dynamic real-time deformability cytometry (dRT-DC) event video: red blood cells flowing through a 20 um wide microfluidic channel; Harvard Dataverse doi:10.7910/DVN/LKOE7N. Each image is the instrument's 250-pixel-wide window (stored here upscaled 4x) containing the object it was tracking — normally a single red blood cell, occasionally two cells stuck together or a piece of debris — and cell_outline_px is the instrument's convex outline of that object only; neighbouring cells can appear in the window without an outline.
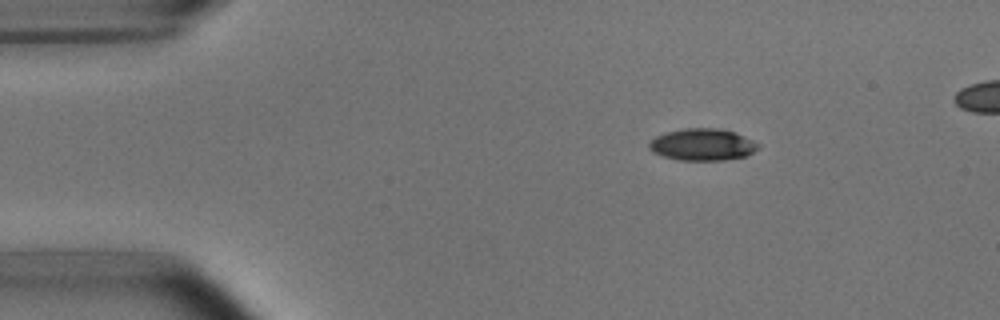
{"species": "common noctule bat (a hibernating species)", "species_latin": "Nyctalus noctula", "temperature_condition": "room temperature", "stored_images_in_passage": 44, "camera_frame_rate_fps": 3000, "um_per_image_px": 0.085, "animal": {"sex": "male", "body_mass_g": 15.6}, "frame": {"image": 1, "passage_image": 1, "time_ms": 0.0, "image_size_px": [1000, 320], "cell_outline_px": [[760, 148], [744, 156], [724, 160], [680, 160], [664, 156], [652, 152], [648, 148], [648, 144], [656, 136], [668, 132], [684, 128], [720, 128], [736, 132], [760, 144]], "centroid_in_image_um": [59.72, 12.28], "position_along_channel_um": 25.3, "area_um2": 20.23}}
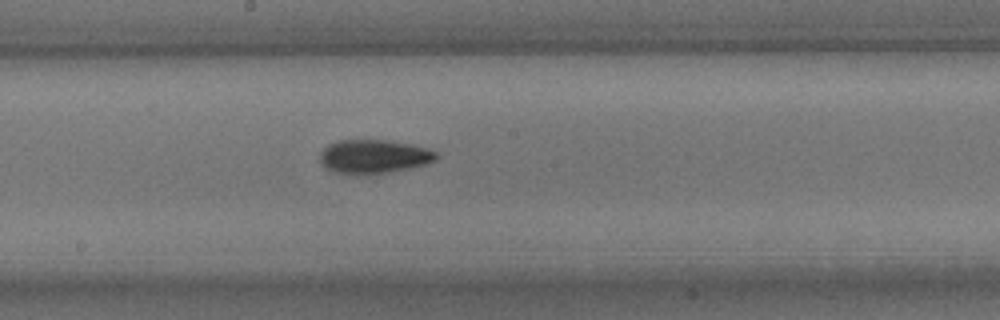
{"frame": {"image": 2, "passage_image": 21, "time_ms": 6.667, "image_size_px": [1000, 320], "cell_outline_px": [[440, 156], [436, 160], [424, 164], [408, 168], [388, 172], [332, 172], [324, 168], [320, 164], [320, 152], [328, 144], [340, 140], [388, 140], [412, 144], [428, 148], [436, 152]], "centroid_in_image_um": [31.78, 13.27], "position_along_channel_um": 216.4, "area_um2": 22.54}}
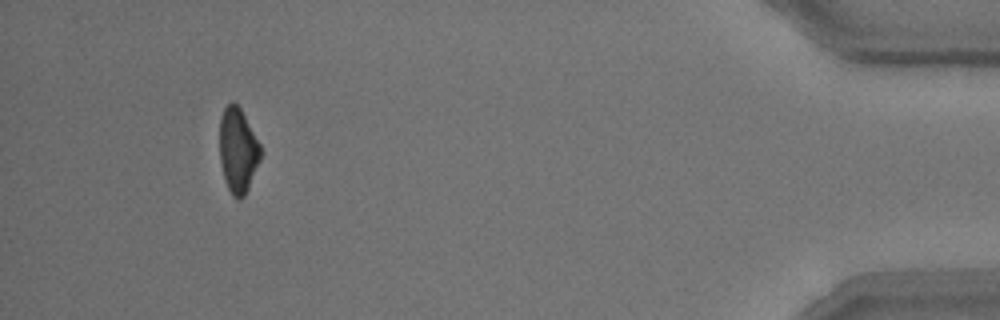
{"frame": {"image": 3, "passage_image": 42, "time_ms": 13.667, "image_size_px": [1000, 320], "cell_outline_px": [[264, 152], [248, 188], [244, 196], [240, 200], [236, 200], [232, 196], [228, 188], [224, 176], [220, 160], [220, 116], [224, 108], [232, 100], [240, 108], [260, 144]], "centroid_in_image_um": [20.24, 12.79], "position_along_channel_um": 415.0, "area_um2": 20.35}, "authors_computed_cell_mechanics": {"area_um2": 21.6172, "velocity_mm_per_s": 3.7894, "shape_relaxation_time_tau1_ms": 2.8232, "shape_relaxation_time_tau2_ms": 2.8923, "deformation_change_tau1": 0.1304, "deformation_change_tau2": 0.1028}}